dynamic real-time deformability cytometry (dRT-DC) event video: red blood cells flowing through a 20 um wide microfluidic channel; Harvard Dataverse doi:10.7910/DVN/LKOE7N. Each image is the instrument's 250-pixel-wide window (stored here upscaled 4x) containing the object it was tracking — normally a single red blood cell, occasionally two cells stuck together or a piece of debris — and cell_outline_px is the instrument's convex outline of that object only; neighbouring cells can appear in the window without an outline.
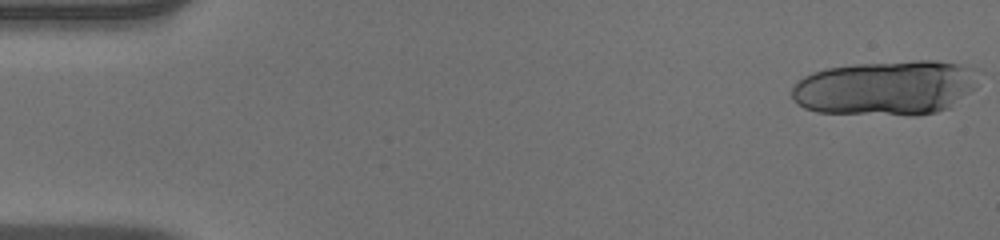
{"species": "human", "species_latin": "Homo sapiens", "temperature_condition": "warm", "stored_images_in_passage": 17, "camera_frame_rate_fps": 3000, "um_per_image_px": 0.085, "donor": {"sex": "male"}, "frame": {"image": 1, "passage_image": 1, "time_ms": 0.0, "image_size_px": [1000, 240], "cell_outline_px": [[976, 88], [952, 108], [936, 112], [916, 116], [908, 116], [816, 112], [804, 108], [796, 104], [792, 96], [792, 88], [796, 80], [812, 72], [824, 68], [852, 64], [916, 60], [936, 60], [976, 68]], "centroid_in_image_um": [75.3, 7.48], "position_along_channel_um": 9.7, "area_um2": 60.75}}